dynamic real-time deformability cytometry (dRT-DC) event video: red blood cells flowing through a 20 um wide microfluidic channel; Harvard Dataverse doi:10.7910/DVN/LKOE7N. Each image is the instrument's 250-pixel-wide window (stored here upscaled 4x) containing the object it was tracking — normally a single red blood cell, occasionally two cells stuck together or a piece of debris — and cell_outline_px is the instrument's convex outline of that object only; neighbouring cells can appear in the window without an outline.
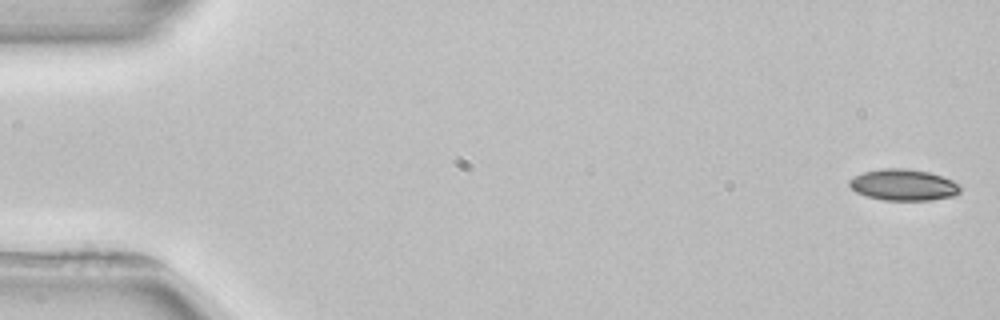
{"species": "common noctule bat (a hibernating species)", "species_latin": "Nyctalus noctula", "temperature_condition": "room temperature", "stored_images_in_passage": 5, "camera_frame_rate_fps": 3000, "um_per_image_px": 0.085, "animal": {"sex": "female", "body_mass_g": 22.7, "forearm_length_mm": 54.2}, "frame": {"image": 1, "passage_image": 1, "time_ms": 0.0, "image_size_px": [1000, 320], "cell_outline_px": [[960, 192], [956, 196], [932, 200], [884, 200], [868, 196], [856, 192], [848, 184], [848, 180], [864, 172], [880, 168], [904, 168], [928, 172], [952, 180], [960, 184]], "centroid_in_image_um": [76.82, 15.72], "position_along_channel_um": 8.2, "area_um2": 20.23}}
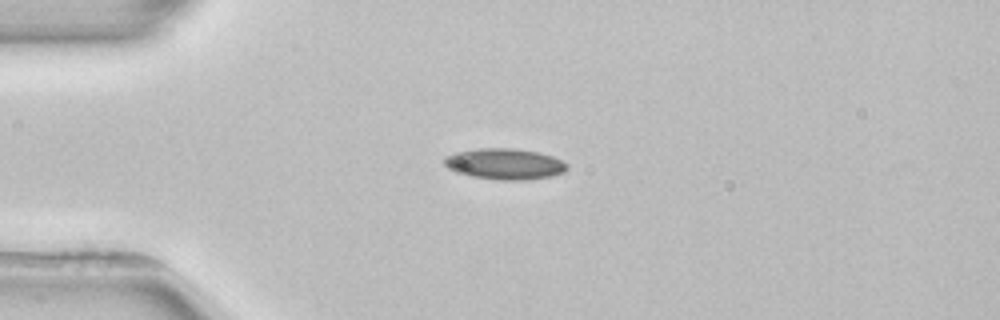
{"frame": {"image": 2, "passage_image": 4, "time_ms": 4.0, "image_size_px": [1000, 320], "cell_outline_px": [[568, 168], [564, 172], [552, 176], [528, 180], [500, 180], [472, 176], [456, 172], [448, 168], [444, 164], [444, 156], [456, 152], [476, 148], [516, 148], [536, 152], [552, 156], [568, 164]], "centroid_in_image_um": [42.89, 13.93], "position_along_channel_um": 42.1, "area_um2": 22.25}}